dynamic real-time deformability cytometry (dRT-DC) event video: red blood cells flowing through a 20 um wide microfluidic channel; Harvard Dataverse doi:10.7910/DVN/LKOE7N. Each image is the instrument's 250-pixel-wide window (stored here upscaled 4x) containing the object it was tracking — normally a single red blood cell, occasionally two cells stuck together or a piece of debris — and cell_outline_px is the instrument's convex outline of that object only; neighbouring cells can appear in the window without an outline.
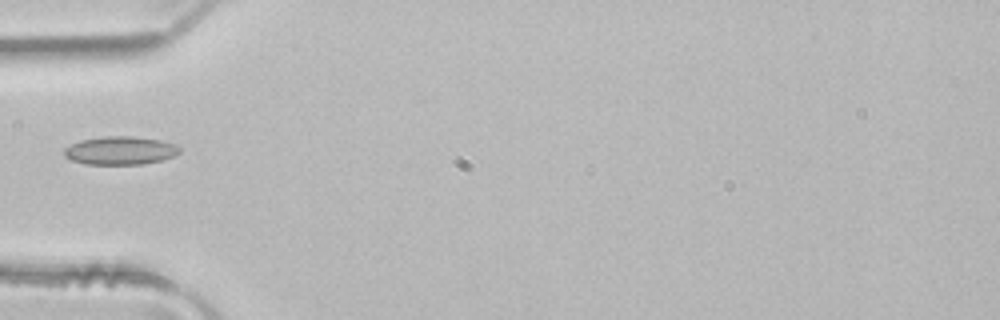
{"species": "common noctule bat (a hibernating species)", "species_latin": "Nyctalus noctula", "temperature_condition": "room temperature", "stored_images_in_passage": 2, "camera_frame_rate_fps": 3000, "um_per_image_px": 0.085, "animal": {"sex": "male", "body_mass_g": 21.5, "forearm_length_mm": 52.0}, "frame": {"image": 1, "passage_image": 2, "time_ms": 0.333, "image_size_px": [1000, 320], "cell_outline_px": [[180, 152], [172, 156], [160, 160], [140, 164], [84, 164], [72, 160], [64, 156], [64, 148], [80, 140], [104, 136], [132, 136], [160, 140], [176, 144], [180, 148]], "centroid_in_image_um": [10.2, 12.79], "position_along_channel_um": 74.8, "area_um2": 18.9}}